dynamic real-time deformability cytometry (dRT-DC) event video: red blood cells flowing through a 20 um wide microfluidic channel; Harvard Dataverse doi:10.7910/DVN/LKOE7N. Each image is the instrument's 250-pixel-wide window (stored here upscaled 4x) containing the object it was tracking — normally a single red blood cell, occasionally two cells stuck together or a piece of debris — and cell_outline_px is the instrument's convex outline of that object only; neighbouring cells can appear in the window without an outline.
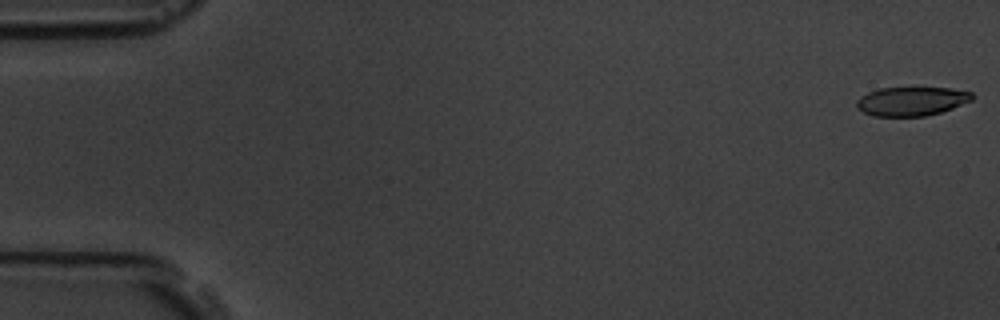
{"species": "common noctule bat (a hibernating species)", "species_latin": "Nyctalus noctula", "temperature_condition": "room temperature", "stored_images_in_passage": 56, "camera_frame_rate_fps": 3000, "um_per_image_px": 0.085, "animal": {"sex": "male", "body_mass_g": 19.5, "forearm_length_mm": 54.6}, "frame": {"image": 1, "passage_image": 1, "time_ms": 0.0, "image_size_px": [1000, 320], "cell_outline_px": [[976, 96], [972, 100], [952, 108], [940, 112], [924, 116], [872, 116], [864, 112], [856, 104], [856, 100], [860, 96], [868, 92], [880, 88], [948, 88], [972, 92]], "centroid_in_image_um": [77.49, 8.6], "position_along_channel_um": 7.5, "area_um2": 19.36}}
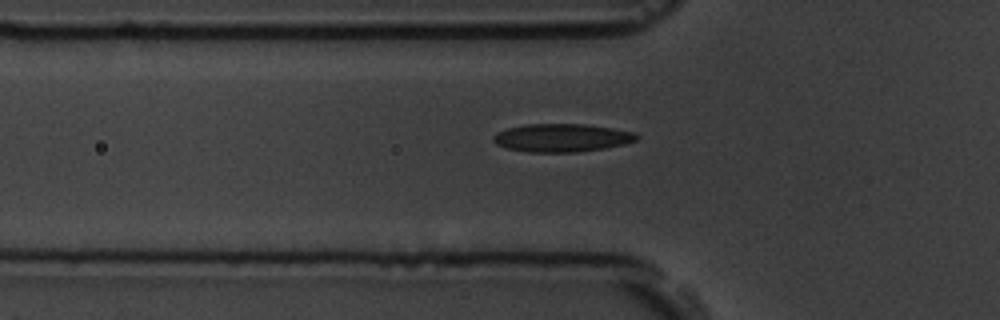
{"frame": {"image": 2, "passage_image": 19, "time_ms": 6.0, "image_size_px": [1000, 320], "cell_outline_px": [[640, 136], [636, 140], [624, 144], [604, 148], [576, 152], [528, 152], [508, 148], [496, 144], [492, 140], [492, 136], [496, 132], [508, 128], [528, 124], [584, 124], [612, 128], [632, 132]], "centroid_in_image_um": [47.73, 11.71], "position_along_channel_um": 78.1, "area_um2": 23.35}}
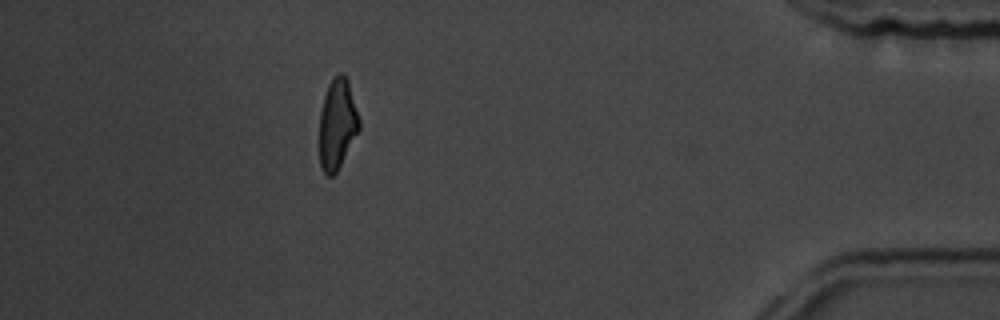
{"frame": {"image": 3, "passage_image": 50, "time_ms": 16.333, "image_size_px": [1000, 320], "cell_outline_px": [[360, 128], [336, 172], [332, 176], [328, 176], [324, 172], [320, 164], [320, 112], [324, 96], [328, 84], [340, 72], [344, 72], [348, 80], [360, 120]], "centroid_in_image_um": [28.67, 10.51], "position_along_channel_um": 406.5, "area_um2": 20.69}, "authors_computed_cell_mechanics": {"area_um2": 22.0507, "velocity_mm_per_s": 3.6696, "shape_relaxation_time_tau1_ms": 5.0251, "shape_relaxation_time_tau2_ms": 1.9143, "deformation_change_tau1": 0.1593, "deformation_change_tau2": 0.0933}}